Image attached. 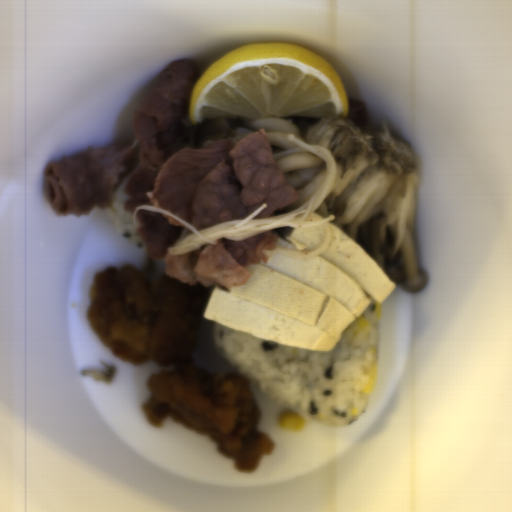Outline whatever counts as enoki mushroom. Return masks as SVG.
<instances>
[{
    "mask_svg": "<svg viewBox=\"0 0 512 512\" xmlns=\"http://www.w3.org/2000/svg\"><path fill=\"white\" fill-rule=\"evenodd\" d=\"M288 142H291L295 149L277 153L274 155L276 161L286 157L290 154H314L326 163L327 172L324 183L318 189V191L303 205L296 210L289 212L285 215H280L271 218L264 219H253L258 213H260L267 204L260 205L247 217L241 220L230 221L221 223L213 226L204 227L200 231H197L190 224L178 218L177 216L170 214L157 207L149 205H140L133 210L131 221L136 224V215L138 211H153L172 219L177 220L185 227L191 230V233L180 237L174 244L169 246L168 252L170 254H185L197 249H200L203 245H214L219 239H228L231 241H238L241 239L248 238L250 236L259 234L261 232L277 229L282 227H290L294 229H303L310 227H322L325 230V238L322 245L314 251H293L285 247L275 248L274 253L288 255L292 257H314L323 254L328 248L332 238V231L330 222L336 217L333 214L324 219L323 221H305L310 217L313 212L319 207V205L325 200L326 196L330 192L335 182V176L337 171L336 160L332 153L325 146L307 145L302 141L298 140L289 134L286 138Z\"/></svg>",
    "mask_w": 512,
    "mask_h": 512,
    "instance_id": "enoki-mushroom-1",
    "label": "enoki mushroom"
},
{
    "mask_svg": "<svg viewBox=\"0 0 512 512\" xmlns=\"http://www.w3.org/2000/svg\"><path fill=\"white\" fill-rule=\"evenodd\" d=\"M284 238H285V240L292 243L296 247L297 250H303L307 246L306 243H304L303 241H301L298 238H294V237L287 236V235Z\"/></svg>",
    "mask_w": 512,
    "mask_h": 512,
    "instance_id": "enoki-mushroom-2",
    "label": "enoki mushroom"
}]
</instances>
